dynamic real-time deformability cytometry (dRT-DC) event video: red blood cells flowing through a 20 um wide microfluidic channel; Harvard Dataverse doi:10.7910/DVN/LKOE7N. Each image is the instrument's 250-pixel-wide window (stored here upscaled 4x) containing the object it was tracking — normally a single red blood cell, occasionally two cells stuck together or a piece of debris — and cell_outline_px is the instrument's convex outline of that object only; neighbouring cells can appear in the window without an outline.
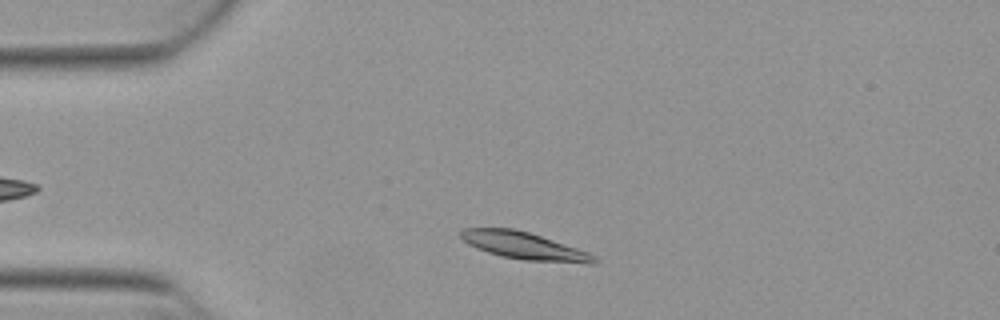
{"species": "Egyptian fruit bat (a non-hibernating species)", "species_latin": "Rousettus aegyptiacus", "temperature_condition": "warm", "stored_images_in_passage": 45, "camera_frame_rate_fps": 3000, "um_per_image_px": 0.085, "animal": {"sex": "female"}, "frame": {"image": 1, "passage_image": 5, "time_ms": 1.333, "image_size_px": [1000, 320], "cell_outline_px": [[600, 260], [592, 264], [588, 264], [524, 260], [500, 256], [476, 248], [468, 244], [460, 236], [460, 232], [464, 228], [512, 228], [528, 232], [588, 252], [596, 256]], "centroid_in_image_um": [44.57, 20.91], "position_along_channel_um": 40.4, "area_um2": 21.1}}
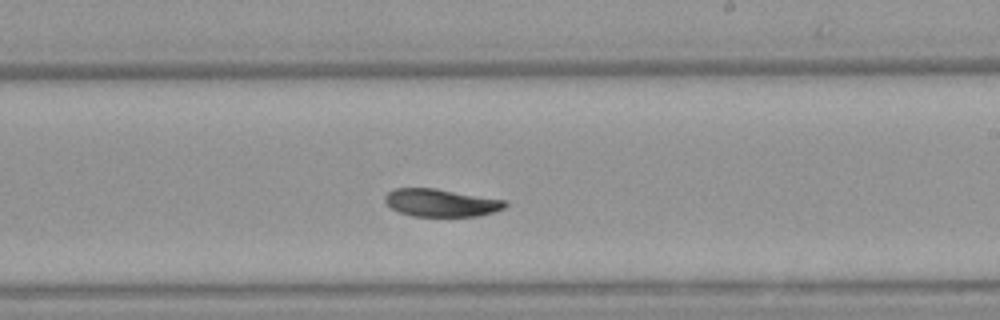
{"frame": {"image": 2, "passage_image": 24, "time_ms": 7.667, "image_size_px": [1000, 320], "cell_outline_px": [[508, 204], [504, 208], [480, 216], [412, 216], [400, 212], [392, 208], [384, 200], [384, 196], [388, 192], [396, 188], [436, 188], [504, 200]], "centroid_in_image_um": [37.48, 17.23], "position_along_channel_um": 251.5, "area_um2": 19.25}}
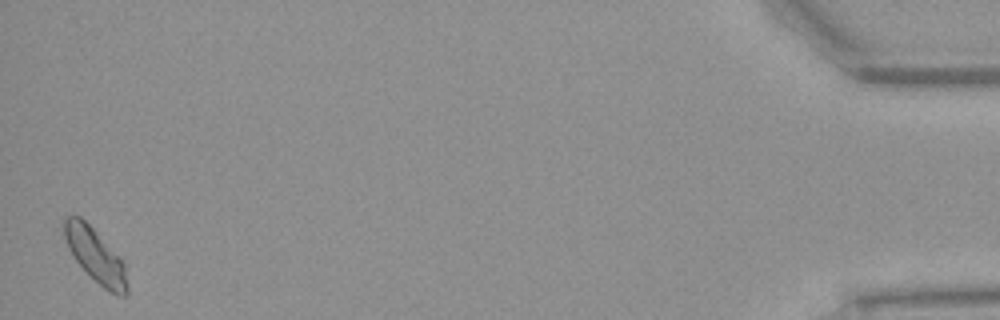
{"frame": {"image": 3, "passage_image": 45, "time_ms": 14.667, "image_size_px": [1000, 320], "cell_outline_px": [[128, 292], [124, 296], [120, 296], [108, 292], [72, 256], [68, 248], [64, 236], [64, 220], [68, 216], [80, 216], [96, 232], [124, 264], [128, 288]], "centroid_in_image_um": [8.1, 21.73], "position_along_channel_um": 427.1, "area_um2": 19.02}, "authors_computed_cell_mechanics": {"area_um2": 20.1144, "velocity_mm_per_s": 3.8067, "shape_relaxation_time_tau1_ms": 3.9082, "shape_relaxation_time_tau2_ms": null, "deformation_change_tau1": 0.1411, "deformation_change_tau2": null}}